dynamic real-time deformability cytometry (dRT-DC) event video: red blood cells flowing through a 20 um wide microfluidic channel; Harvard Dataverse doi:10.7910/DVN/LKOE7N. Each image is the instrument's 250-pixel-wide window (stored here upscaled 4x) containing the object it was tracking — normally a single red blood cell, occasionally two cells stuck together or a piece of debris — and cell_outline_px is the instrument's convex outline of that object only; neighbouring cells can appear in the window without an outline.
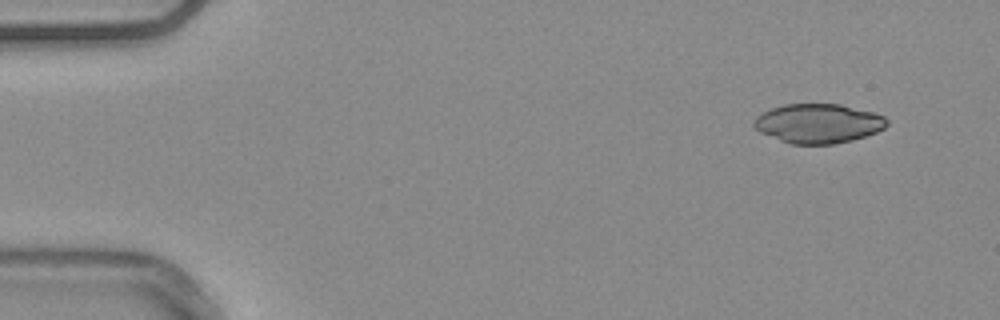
{"species": "common noctule bat (a hibernating species)", "species_latin": "Nyctalus noctula", "temperature_condition": "warm", "stored_images_in_passage": 50, "camera_frame_rate_fps": 3000, "um_per_image_px": 0.085, "animal": {"sex": "male", "body_mass_g": 20.4}, "frame": {"image": 1, "passage_image": 1, "time_ms": 0.0, "image_size_px": [1000, 320], "cell_outline_px": [[888, 124], [884, 128], [876, 132], [852, 140], [832, 144], [792, 144], [780, 140], [760, 132], [752, 124], [756, 116], [772, 108], [784, 104], [840, 104], [872, 112], [884, 116], [888, 120]], "centroid_in_image_um": [69.55, 10.49], "position_along_channel_um": 15.4, "area_um2": 30.29}}